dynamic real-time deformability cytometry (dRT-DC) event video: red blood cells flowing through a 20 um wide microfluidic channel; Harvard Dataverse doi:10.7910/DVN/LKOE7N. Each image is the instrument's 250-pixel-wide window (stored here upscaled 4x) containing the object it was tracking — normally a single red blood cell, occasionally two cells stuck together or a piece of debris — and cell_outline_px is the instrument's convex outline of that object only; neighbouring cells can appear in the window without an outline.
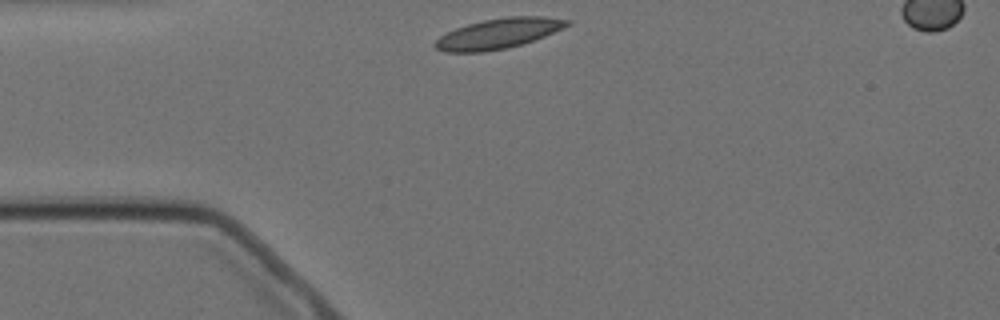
{"species": "Egyptian fruit bat (a non-hibernating species)", "species_latin": "Rousettus aegyptiacus", "temperature_condition": "cold", "stored_images_in_passage": 3, "camera_frame_rate_fps": 3000, "um_per_image_px": 0.085, "animal": {"sex": "female"}, "frame": {"image": 1, "passage_image": 1, "time_ms": 0.0, "image_size_px": [1000, 320], "cell_outline_px": [[572, 20], [568, 24], [544, 36], [508, 48], [484, 52], [444, 52], [436, 48], [432, 44], [440, 36], [456, 28], [468, 24], [484, 20], [508, 16], [544, 16]], "centroid_in_image_um": [42.32, 2.85], "position_along_channel_um": 42.7, "area_um2": 22.95}}
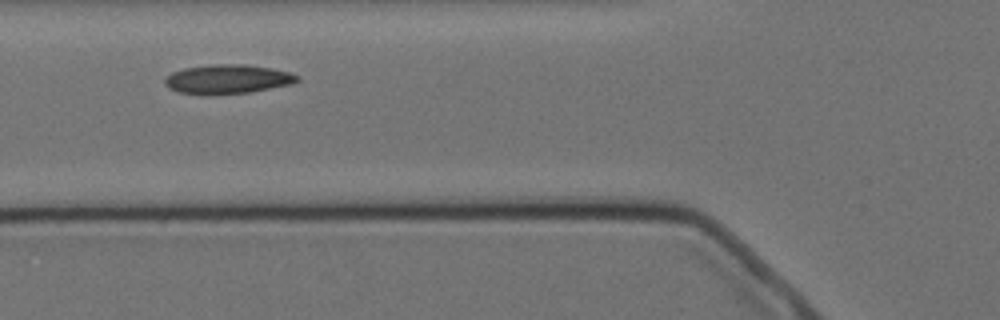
{"frame": {"image": 2, "passage_image": 3, "time_ms": 2.333, "image_size_px": [1000, 320], "cell_outline_px": [[300, 80], [292, 84], [252, 92], [208, 96], [176, 92], [168, 88], [164, 84], [164, 80], [172, 72], [184, 68], [212, 64], [244, 64], [272, 68], [288, 72], [300, 76]], "centroid_in_image_um": [19.33, 6.75], "position_along_channel_um": 106.5, "area_um2": 23.0}}